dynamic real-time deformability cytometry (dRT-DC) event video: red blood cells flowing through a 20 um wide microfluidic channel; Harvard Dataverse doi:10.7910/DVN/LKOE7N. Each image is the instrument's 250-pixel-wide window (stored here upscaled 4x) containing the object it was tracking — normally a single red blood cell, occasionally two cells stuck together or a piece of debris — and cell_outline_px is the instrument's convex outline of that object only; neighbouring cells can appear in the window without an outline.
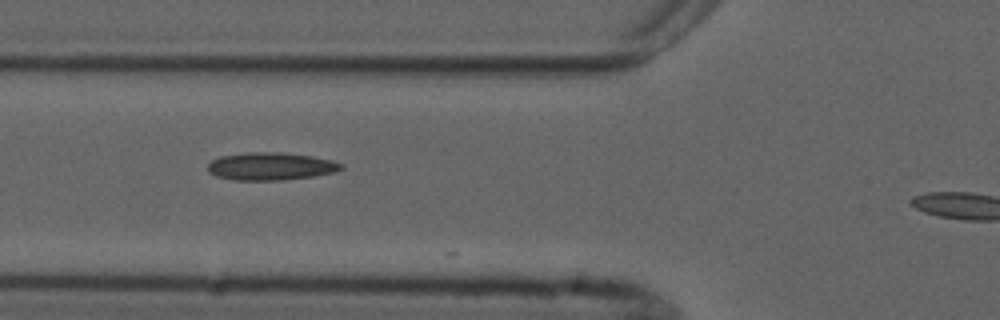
{"species": "common noctule bat (a hibernating species)", "species_latin": "Nyctalus noctula", "temperature_condition": "cold", "stored_images_in_passage": 5, "camera_frame_rate_fps": 3000, "um_per_image_px": 0.085, "animal": {"sex": "male", "forearm_length_mm": 52.5}, "frame": {"image": 1, "passage_image": 3, "time_ms": 2.333, "image_size_px": [1000, 320], "cell_outline_px": [[344, 168], [336, 172], [312, 176], [280, 180], [232, 180], [216, 176], [208, 172], [208, 164], [212, 160], [220, 156], [244, 152], [280, 152], [312, 156], [332, 160], [344, 164]], "centroid_in_image_um": [23.01, 14.13], "position_along_channel_um": 102.8, "area_um2": 21.68}}